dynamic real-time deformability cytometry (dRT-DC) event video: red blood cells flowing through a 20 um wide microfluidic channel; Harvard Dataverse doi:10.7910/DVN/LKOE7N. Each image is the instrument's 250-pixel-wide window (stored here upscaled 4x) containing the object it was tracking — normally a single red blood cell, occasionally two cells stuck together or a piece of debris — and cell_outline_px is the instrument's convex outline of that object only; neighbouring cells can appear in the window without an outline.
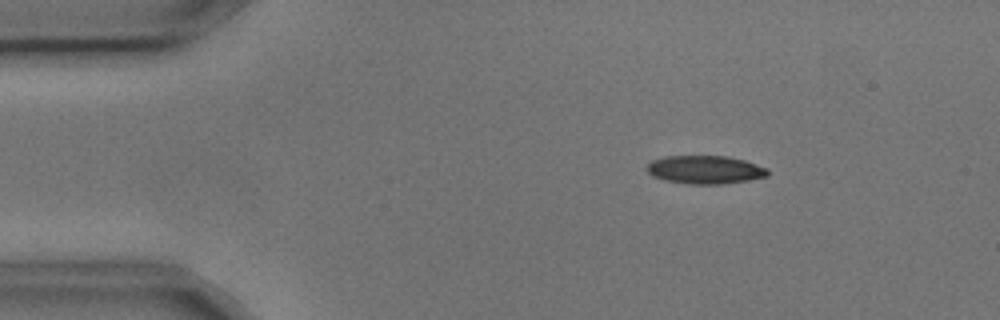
{"species": "common noctule bat (a hibernating species)", "species_latin": "Nyctalus noctula", "temperature_condition": "cold", "stored_images_in_passage": 5, "camera_frame_rate_fps": 3000, "um_per_image_px": 0.085, "animal": {"sex": "male", "body_mass_g": 17.9, "forearm_length_mm": 54.2}, "frame": {"image": 1, "passage_image": 3, "time_ms": 0.667, "image_size_px": [1000, 320], "cell_outline_px": [[768, 176], [748, 180], [720, 184], [688, 184], [664, 180], [652, 176], [644, 168], [652, 160], [664, 156], [728, 156], [744, 160], [768, 168]], "centroid_in_image_um": [59.9, 14.42], "position_along_channel_um": 25.1, "area_um2": 20.0}}